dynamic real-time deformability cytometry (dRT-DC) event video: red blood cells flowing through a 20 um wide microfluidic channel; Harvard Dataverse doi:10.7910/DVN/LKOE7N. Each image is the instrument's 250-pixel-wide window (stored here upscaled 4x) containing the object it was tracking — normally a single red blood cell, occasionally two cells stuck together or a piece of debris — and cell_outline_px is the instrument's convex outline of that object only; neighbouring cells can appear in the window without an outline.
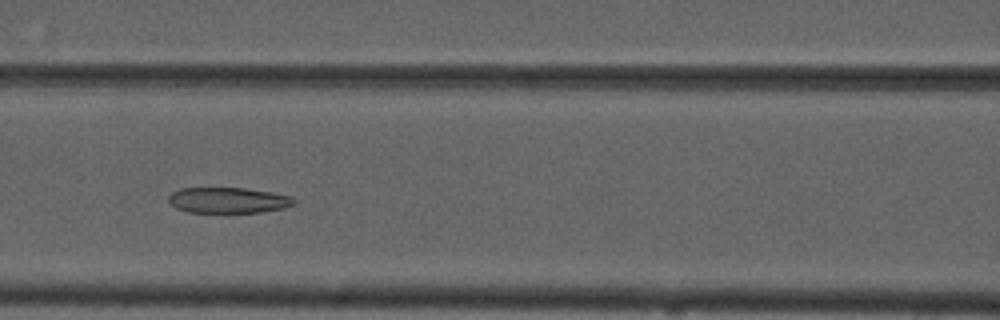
{"species": "common noctule bat (a hibernating species)", "species_latin": "Nyctalus noctula", "temperature_condition": "cold", "stored_images_in_passage": 9, "camera_frame_rate_fps": 3000, "um_per_image_px": 0.085, "animal": {"sex": "male", "forearm_length_mm": 52.5}, "frame": {"image": 1, "passage_image": 6, "time_ms": 6.0, "image_size_px": [1000, 320], "cell_outline_px": [[296, 204], [284, 208], [260, 212], [188, 212], [176, 208], [168, 200], [168, 196], [172, 192], [180, 188], [244, 188], [272, 192], [292, 196], [296, 200]], "centroid_in_image_um": [19.42, 17.01], "position_along_channel_um": 147.2, "area_um2": 18.84}}
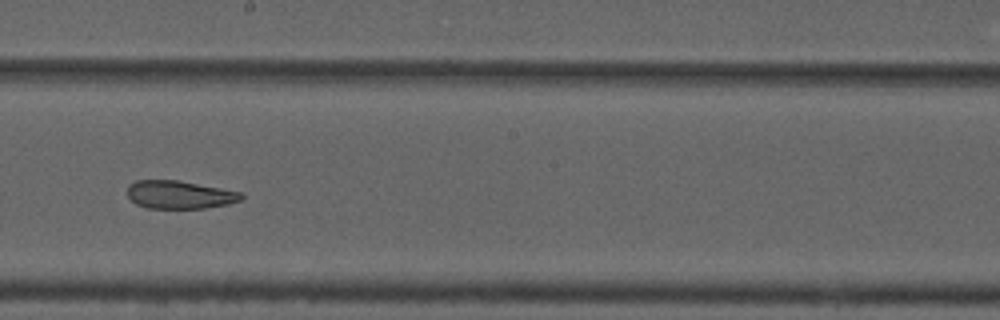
{"frame": {"image": 2, "passage_image": 8, "time_ms": 8.333, "image_size_px": [1000, 320], "cell_outline_px": [[244, 196], [240, 200], [228, 204], [204, 208], [148, 208], [136, 204], [128, 196], [128, 184], [136, 180], [176, 180], [220, 188], [240, 192]], "centroid_in_image_um": [15.23, 16.55], "position_along_channel_um": 233.0, "area_um2": 18.44}}
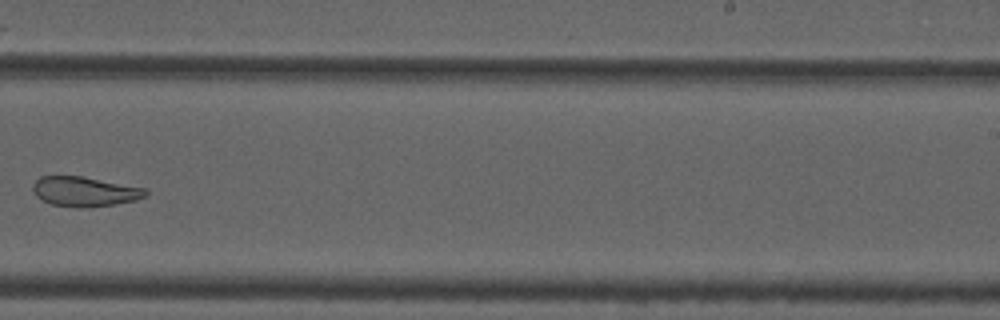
{"frame": {"image": 3, "passage_image": 9, "time_ms": 9.667, "image_size_px": [1000, 320], "cell_outline_px": [[148, 196], [136, 200], [116, 204], [80, 208], [52, 204], [36, 196], [32, 188], [32, 184], [40, 176], [84, 176], [144, 188], [148, 192]], "centroid_in_image_um": [7.21, 16.27], "position_along_channel_um": 281.8, "area_um2": 19.54}}